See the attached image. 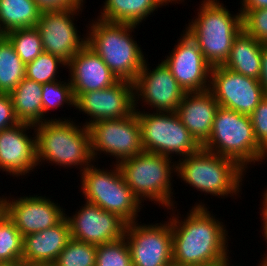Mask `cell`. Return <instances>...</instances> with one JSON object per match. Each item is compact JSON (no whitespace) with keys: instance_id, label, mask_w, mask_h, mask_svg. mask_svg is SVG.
<instances>
[{"instance_id":"cell-8","label":"cell","mask_w":267,"mask_h":266,"mask_svg":"<svg viewBox=\"0 0 267 266\" xmlns=\"http://www.w3.org/2000/svg\"><path fill=\"white\" fill-rule=\"evenodd\" d=\"M80 175L85 201L118 215L127 224L138 220L142 202L126 184L118 164L114 163L112 170L91 164Z\"/></svg>"},{"instance_id":"cell-22","label":"cell","mask_w":267,"mask_h":266,"mask_svg":"<svg viewBox=\"0 0 267 266\" xmlns=\"http://www.w3.org/2000/svg\"><path fill=\"white\" fill-rule=\"evenodd\" d=\"M71 239L66 216L54 227L23 237L22 262L53 265Z\"/></svg>"},{"instance_id":"cell-17","label":"cell","mask_w":267,"mask_h":266,"mask_svg":"<svg viewBox=\"0 0 267 266\" xmlns=\"http://www.w3.org/2000/svg\"><path fill=\"white\" fill-rule=\"evenodd\" d=\"M7 199V196L5 198L4 195L1 198L4 212L13 221L23 237L54 227L66 214L58 203L55 204L46 196L29 195V197Z\"/></svg>"},{"instance_id":"cell-32","label":"cell","mask_w":267,"mask_h":266,"mask_svg":"<svg viewBox=\"0 0 267 266\" xmlns=\"http://www.w3.org/2000/svg\"><path fill=\"white\" fill-rule=\"evenodd\" d=\"M67 63L51 53L42 52L35 60L26 64L25 77L40 84L54 82L58 79L59 66Z\"/></svg>"},{"instance_id":"cell-28","label":"cell","mask_w":267,"mask_h":266,"mask_svg":"<svg viewBox=\"0 0 267 266\" xmlns=\"http://www.w3.org/2000/svg\"><path fill=\"white\" fill-rule=\"evenodd\" d=\"M23 236L4 213L0 217V263L22 262Z\"/></svg>"},{"instance_id":"cell-34","label":"cell","mask_w":267,"mask_h":266,"mask_svg":"<svg viewBox=\"0 0 267 266\" xmlns=\"http://www.w3.org/2000/svg\"><path fill=\"white\" fill-rule=\"evenodd\" d=\"M243 31L263 44H267V8L239 10Z\"/></svg>"},{"instance_id":"cell-46","label":"cell","mask_w":267,"mask_h":266,"mask_svg":"<svg viewBox=\"0 0 267 266\" xmlns=\"http://www.w3.org/2000/svg\"><path fill=\"white\" fill-rule=\"evenodd\" d=\"M4 208L2 206V204H0V217L4 214Z\"/></svg>"},{"instance_id":"cell-33","label":"cell","mask_w":267,"mask_h":266,"mask_svg":"<svg viewBox=\"0 0 267 266\" xmlns=\"http://www.w3.org/2000/svg\"><path fill=\"white\" fill-rule=\"evenodd\" d=\"M95 266H133L125 237L97 245Z\"/></svg>"},{"instance_id":"cell-44","label":"cell","mask_w":267,"mask_h":266,"mask_svg":"<svg viewBox=\"0 0 267 266\" xmlns=\"http://www.w3.org/2000/svg\"><path fill=\"white\" fill-rule=\"evenodd\" d=\"M22 266H53L48 264H32V263H24L22 262Z\"/></svg>"},{"instance_id":"cell-29","label":"cell","mask_w":267,"mask_h":266,"mask_svg":"<svg viewBox=\"0 0 267 266\" xmlns=\"http://www.w3.org/2000/svg\"><path fill=\"white\" fill-rule=\"evenodd\" d=\"M5 36L25 65L44 52L42 39L36 26L15 29L7 32Z\"/></svg>"},{"instance_id":"cell-41","label":"cell","mask_w":267,"mask_h":266,"mask_svg":"<svg viewBox=\"0 0 267 266\" xmlns=\"http://www.w3.org/2000/svg\"><path fill=\"white\" fill-rule=\"evenodd\" d=\"M231 261L229 260V256L219 262L213 263V264H209V265H203V266H230ZM233 266V265H231Z\"/></svg>"},{"instance_id":"cell-36","label":"cell","mask_w":267,"mask_h":266,"mask_svg":"<svg viewBox=\"0 0 267 266\" xmlns=\"http://www.w3.org/2000/svg\"><path fill=\"white\" fill-rule=\"evenodd\" d=\"M20 123L15 116L13 102L9 93H0V131Z\"/></svg>"},{"instance_id":"cell-1","label":"cell","mask_w":267,"mask_h":266,"mask_svg":"<svg viewBox=\"0 0 267 266\" xmlns=\"http://www.w3.org/2000/svg\"><path fill=\"white\" fill-rule=\"evenodd\" d=\"M171 217L174 262L182 266H203L229 256L228 231L205 204L200 202L192 206L183 221L175 212Z\"/></svg>"},{"instance_id":"cell-35","label":"cell","mask_w":267,"mask_h":266,"mask_svg":"<svg viewBox=\"0 0 267 266\" xmlns=\"http://www.w3.org/2000/svg\"><path fill=\"white\" fill-rule=\"evenodd\" d=\"M258 144L267 152V95L249 115Z\"/></svg>"},{"instance_id":"cell-20","label":"cell","mask_w":267,"mask_h":266,"mask_svg":"<svg viewBox=\"0 0 267 266\" xmlns=\"http://www.w3.org/2000/svg\"><path fill=\"white\" fill-rule=\"evenodd\" d=\"M73 94L108 88L119 81L87 44L67 63Z\"/></svg>"},{"instance_id":"cell-14","label":"cell","mask_w":267,"mask_h":266,"mask_svg":"<svg viewBox=\"0 0 267 266\" xmlns=\"http://www.w3.org/2000/svg\"><path fill=\"white\" fill-rule=\"evenodd\" d=\"M177 43L162 61L185 92L209 90L212 66L197 42L184 30Z\"/></svg>"},{"instance_id":"cell-4","label":"cell","mask_w":267,"mask_h":266,"mask_svg":"<svg viewBox=\"0 0 267 266\" xmlns=\"http://www.w3.org/2000/svg\"><path fill=\"white\" fill-rule=\"evenodd\" d=\"M197 16L186 32L197 42L205 60L212 66L223 65L234 39L243 30L242 14L230 13L219 0H202Z\"/></svg>"},{"instance_id":"cell-3","label":"cell","mask_w":267,"mask_h":266,"mask_svg":"<svg viewBox=\"0 0 267 266\" xmlns=\"http://www.w3.org/2000/svg\"><path fill=\"white\" fill-rule=\"evenodd\" d=\"M82 126V128H81ZM37 162L56 164L64 168L87 169L93 160L89 128L69 120H47L35 125Z\"/></svg>"},{"instance_id":"cell-25","label":"cell","mask_w":267,"mask_h":266,"mask_svg":"<svg viewBox=\"0 0 267 266\" xmlns=\"http://www.w3.org/2000/svg\"><path fill=\"white\" fill-rule=\"evenodd\" d=\"M15 116L20 123H43L42 84L26 77L10 93Z\"/></svg>"},{"instance_id":"cell-26","label":"cell","mask_w":267,"mask_h":266,"mask_svg":"<svg viewBox=\"0 0 267 266\" xmlns=\"http://www.w3.org/2000/svg\"><path fill=\"white\" fill-rule=\"evenodd\" d=\"M41 11L33 0H0V35L19 29L34 27Z\"/></svg>"},{"instance_id":"cell-10","label":"cell","mask_w":267,"mask_h":266,"mask_svg":"<svg viewBox=\"0 0 267 266\" xmlns=\"http://www.w3.org/2000/svg\"><path fill=\"white\" fill-rule=\"evenodd\" d=\"M88 128L94 162L103 152L106 156L108 154L114 157L115 164L119 165L122 161L144 151L135 111L130 116L120 119L95 121Z\"/></svg>"},{"instance_id":"cell-39","label":"cell","mask_w":267,"mask_h":266,"mask_svg":"<svg viewBox=\"0 0 267 266\" xmlns=\"http://www.w3.org/2000/svg\"><path fill=\"white\" fill-rule=\"evenodd\" d=\"M239 10H255L267 8V0H242Z\"/></svg>"},{"instance_id":"cell-40","label":"cell","mask_w":267,"mask_h":266,"mask_svg":"<svg viewBox=\"0 0 267 266\" xmlns=\"http://www.w3.org/2000/svg\"><path fill=\"white\" fill-rule=\"evenodd\" d=\"M260 214H261L260 215L261 220L263 221V223L261 224V225H263V226H261L262 231H263L262 234H263L264 239L266 241L267 240V213L262 209ZM266 243H267V241H266ZM264 255H265V257L262 258L263 260L259 261V262H261V263H259L260 265L267 264V255L266 254H264Z\"/></svg>"},{"instance_id":"cell-15","label":"cell","mask_w":267,"mask_h":266,"mask_svg":"<svg viewBox=\"0 0 267 266\" xmlns=\"http://www.w3.org/2000/svg\"><path fill=\"white\" fill-rule=\"evenodd\" d=\"M74 97V109L90 116L84 123L86 127L95 121L127 117L135 111L134 84L127 80H119L105 89L74 94Z\"/></svg>"},{"instance_id":"cell-21","label":"cell","mask_w":267,"mask_h":266,"mask_svg":"<svg viewBox=\"0 0 267 266\" xmlns=\"http://www.w3.org/2000/svg\"><path fill=\"white\" fill-rule=\"evenodd\" d=\"M219 108L210 90L186 92L176 110L178 117L192 137L202 147L211 135L213 121Z\"/></svg>"},{"instance_id":"cell-38","label":"cell","mask_w":267,"mask_h":266,"mask_svg":"<svg viewBox=\"0 0 267 266\" xmlns=\"http://www.w3.org/2000/svg\"><path fill=\"white\" fill-rule=\"evenodd\" d=\"M259 82L263 88L264 94L267 95V44H263L262 46L261 74Z\"/></svg>"},{"instance_id":"cell-43","label":"cell","mask_w":267,"mask_h":266,"mask_svg":"<svg viewBox=\"0 0 267 266\" xmlns=\"http://www.w3.org/2000/svg\"><path fill=\"white\" fill-rule=\"evenodd\" d=\"M0 266H22V262H19V263H0Z\"/></svg>"},{"instance_id":"cell-27","label":"cell","mask_w":267,"mask_h":266,"mask_svg":"<svg viewBox=\"0 0 267 266\" xmlns=\"http://www.w3.org/2000/svg\"><path fill=\"white\" fill-rule=\"evenodd\" d=\"M26 65L5 35H0V93H11L25 78Z\"/></svg>"},{"instance_id":"cell-6","label":"cell","mask_w":267,"mask_h":266,"mask_svg":"<svg viewBox=\"0 0 267 266\" xmlns=\"http://www.w3.org/2000/svg\"><path fill=\"white\" fill-rule=\"evenodd\" d=\"M202 148L235 160L243 169L267 160V152L258 144L249 115L219 106L211 135Z\"/></svg>"},{"instance_id":"cell-13","label":"cell","mask_w":267,"mask_h":266,"mask_svg":"<svg viewBox=\"0 0 267 266\" xmlns=\"http://www.w3.org/2000/svg\"><path fill=\"white\" fill-rule=\"evenodd\" d=\"M147 61L137 75L134 84V109L139 110L137 101L151 106L156 111L176 112L185 91L162 61L149 70Z\"/></svg>"},{"instance_id":"cell-11","label":"cell","mask_w":267,"mask_h":266,"mask_svg":"<svg viewBox=\"0 0 267 266\" xmlns=\"http://www.w3.org/2000/svg\"><path fill=\"white\" fill-rule=\"evenodd\" d=\"M127 240L133 266H165L173 261V235L170 219L165 223L126 225Z\"/></svg>"},{"instance_id":"cell-19","label":"cell","mask_w":267,"mask_h":266,"mask_svg":"<svg viewBox=\"0 0 267 266\" xmlns=\"http://www.w3.org/2000/svg\"><path fill=\"white\" fill-rule=\"evenodd\" d=\"M34 128V125L28 123H18L0 131V169L3 172L18 178L20 175L22 177L32 172L36 166H40L37 162ZM30 129L34 130L33 137L27 135V130Z\"/></svg>"},{"instance_id":"cell-2","label":"cell","mask_w":267,"mask_h":266,"mask_svg":"<svg viewBox=\"0 0 267 266\" xmlns=\"http://www.w3.org/2000/svg\"><path fill=\"white\" fill-rule=\"evenodd\" d=\"M134 24L92 20L85 34L86 44L94 50L119 79L134 82L146 59L134 40ZM131 34V35H130Z\"/></svg>"},{"instance_id":"cell-9","label":"cell","mask_w":267,"mask_h":266,"mask_svg":"<svg viewBox=\"0 0 267 266\" xmlns=\"http://www.w3.org/2000/svg\"><path fill=\"white\" fill-rule=\"evenodd\" d=\"M135 112L144 151L170 158L174 154L184 158L201 148L176 112L153 111L151 114L138 109Z\"/></svg>"},{"instance_id":"cell-7","label":"cell","mask_w":267,"mask_h":266,"mask_svg":"<svg viewBox=\"0 0 267 266\" xmlns=\"http://www.w3.org/2000/svg\"><path fill=\"white\" fill-rule=\"evenodd\" d=\"M171 161L170 157L143 151L122 161L119 167L126 184L141 202L149 198V201L173 211L176 207L171 180L172 173L176 172V161Z\"/></svg>"},{"instance_id":"cell-30","label":"cell","mask_w":267,"mask_h":266,"mask_svg":"<svg viewBox=\"0 0 267 266\" xmlns=\"http://www.w3.org/2000/svg\"><path fill=\"white\" fill-rule=\"evenodd\" d=\"M67 81L56 80L54 82L42 84V106H43V122L47 120H69V119H45V115L49 110L62 107L64 104L75 107V97L71 83Z\"/></svg>"},{"instance_id":"cell-42","label":"cell","mask_w":267,"mask_h":266,"mask_svg":"<svg viewBox=\"0 0 267 266\" xmlns=\"http://www.w3.org/2000/svg\"><path fill=\"white\" fill-rule=\"evenodd\" d=\"M263 201H262V205H263V210L267 213V189L266 191L264 190V193H263Z\"/></svg>"},{"instance_id":"cell-45","label":"cell","mask_w":267,"mask_h":266,"mask_svg":"<svg viewBox=\"0 0 267 266\" xmlns=\"http://www.w3.org/2000/svg\"><path fill=\"white\" fill-rule=\"evenodd\" d=\"M165 266H182V265L179 264V263H176V262H174V261H171L170 263H168V264L165 265Z\"/></svg>"},{"instance_id":"cell-23","label":"cell","mask_w":267,"mask_h":266,"mask_svg":"<svg viewBox=\"0 0 267 266\" xmlns=\"http://www.w3.org/2000/svg\"><path fill=\"white\" fill-rule=\"evenodd\" d=\"M182 0H105L99 19L138 25L153 12ZM184 1V0H183Z\"/></svg>"},{"instance_id":"cell-5","label":"cell","mask_w":267,"mask_h":266,"mask_svg":"<svg viewBox=\"0 0 267 266\" xmlns=\"http://www.w3.org/2000/svg\"><path fill=\"white\" fill-rule=\"evenodd\" d=\"M245 172L235 160L201 147L177 160L175 174L197 191L225 198L238 196Z\"/></svg>"},{"instance_id":"cell-24","label":"cell","mask_w":267,"mask_h":266,"mask_svg":"<svg viewBox=\"0 0 267 266\" xmlns=\"http://www.w3.org/2000/svg\"><path fill=\"white\" fill-rule=\"evenodd\" d=\"M263 43L243 30L234 39L228 59L223 64L231 71L259 80Z\"/></svg>"},{"instance_id":"cell-16","label":"cell","mask_w":267,"mask_h":266,"mask_svg":"<svg viewBox=\"0 0 267 266\" xmlns=\"http://www.w3.org/2000/svg\"><path fill=\"white\" fill-rule=\"evenodd\" d=\"M82 10L41 12L36 28L42 39L44 52L56 55L68 63L86 45L87 38L78 35L73 17Z\"/></svg>"},{"instance_id":"cell-18","label":"cell","mask_w":267,"mask_h":266,"mask_svg":"<svg viewBox=\"0 0 267 266\" xmlns=\"http://www.w3.org/2000/svg\"><path fill=\"white\" fill-rule=\"evenodd\" d=\"M65 216L69 222L71 238L94 245L122 239L127 225L118 215L87 201L75 215Z\"/></svg>"},{"instance_id":"cell-37","label":"cell","mask_w":267,"mask_h":266,"mask_svg":"<svg viewBox=\"0 0 267 266\" xmlns=\"http://www.w3.org/2000/svg\"><path fill=\"white\" fill-rule=\"evenodd\" d=\"M41 12L82 9L85 0H33Z\"/></svg>"},{"instance_id":"cell-12","label":"cell","mask_w":267,"mask_h":266,"mask_svg":"<svg viewBox=\"0 0 267 266\" xmlns=\"http://www.w3.org/2000/svg\"><path fill=\"white\" fill-rule=\"evenodd\" d=\"M219 106L250 115L265 96L259 82L223 65L211 69L210 88Z\"/></svg>"},{"instance_id":"cell-31","label":"cell","mask_w":267,"mask_h":266,"mask_svg":"<svg viewBox=\"0 0 267 266\" xmlns=\"http://www.w3.org/2000/svg\"><path fill=\"white\" fill-rule=\"evenodd\" d=\"M97 245L70 239L53 266H95Z\"/></svg>"}]
</instances>
